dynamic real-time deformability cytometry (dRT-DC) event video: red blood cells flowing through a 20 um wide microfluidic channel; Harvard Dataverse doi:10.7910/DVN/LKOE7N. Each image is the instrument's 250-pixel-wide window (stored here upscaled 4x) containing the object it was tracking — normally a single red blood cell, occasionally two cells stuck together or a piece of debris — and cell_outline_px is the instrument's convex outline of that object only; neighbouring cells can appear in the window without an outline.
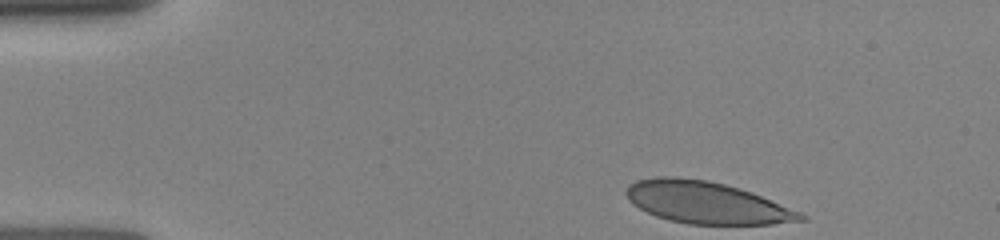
{"species": "human", "species_latin": "Homo sapiens", "temperature_condition": "room temperature", "stored_images_in_passage": 7, "camera_frame_rate_fps": 3000, "um_per_image_px": 0.085, "donor": {"sex": "female"}, "frame": {"image": 1, "passage_image": 1, "time_ms": 0.0, "image_size_px": [1000, 240], "cell_outline_px": [[808, 220], [772, 224], [688, 224], [656, 216], [632, 204], [628, 200], [624, 192], [628, 184], [636, 180], [656, 176], [676, 176], [708, 180], [740, 188], [752, 192], [800, 212], [808, 216]], "centroid_in_image_um": [60.03, 17.21], "position_along_channel_um": 25.0, "area_um2": 42.77}}
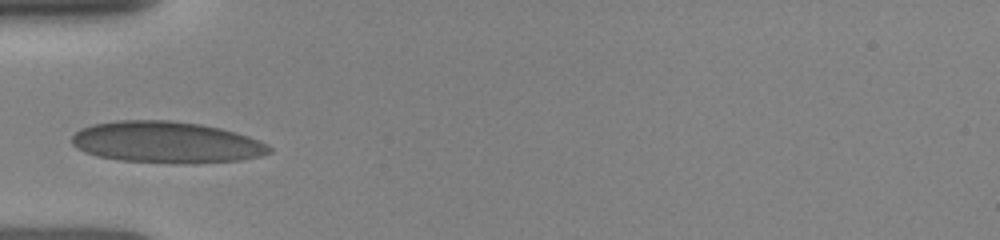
{"frame": {"image": 2, "passage_image": 6, "time_ms": 3.0, "image_size_px": [1000, 240], "cell_outline_px": [[272, 152], [260, 156], [240, 160], [192, 164], [176, 164], [120, 160], [96, 156], [84, 152], [76, 148], [72, 144], [72, 136], [80, 128], [92, 124], [116, 120], [172, 120], [200, 124], [220, 128], [236, 132], [248, 136], [268, 144], [272, 148]], "centroid_in_image_um": [14.14, 12.1], "position_along_channel_um": 70.9, "area_um2": 48.26}}